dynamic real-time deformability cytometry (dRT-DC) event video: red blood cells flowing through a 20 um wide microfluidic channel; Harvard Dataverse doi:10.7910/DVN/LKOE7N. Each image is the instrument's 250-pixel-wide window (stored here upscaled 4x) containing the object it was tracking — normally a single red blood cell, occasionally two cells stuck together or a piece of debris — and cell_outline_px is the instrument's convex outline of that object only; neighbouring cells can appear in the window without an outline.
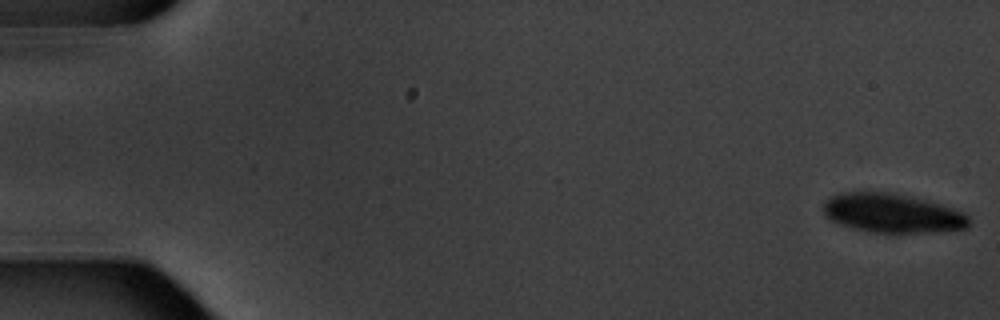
{"species": "common noctule bat (a hibernating species)", "species_latin": "Nyctalus noctula", "temperature_condition": "warm", "stored_images_in_passage": 6, "camera_frame_rate_fps": 3000, "um_per_image_px": 0.085, "animal": {"sex": "male", "body_mass_g": 20.1, "forearm_length_mm": 53.5}, "frame": {"image": 1, "passage_image": 1, "time_ms": 0.0, "image_size_px": [1000, 320], "cell_outline_px": [[968, 228], [944, 232], [896, 236], [868, 232], [840, 224], [832, 220], [824, 212], [824, 200], [840, 192], [888, 192], [924, 200], [940, 204], [964, 212], [968, 216]], "centroid_in_image_um": [75.89, 18.18], "position_along_channel_um": 9.1, "area_um2": 33.99}}